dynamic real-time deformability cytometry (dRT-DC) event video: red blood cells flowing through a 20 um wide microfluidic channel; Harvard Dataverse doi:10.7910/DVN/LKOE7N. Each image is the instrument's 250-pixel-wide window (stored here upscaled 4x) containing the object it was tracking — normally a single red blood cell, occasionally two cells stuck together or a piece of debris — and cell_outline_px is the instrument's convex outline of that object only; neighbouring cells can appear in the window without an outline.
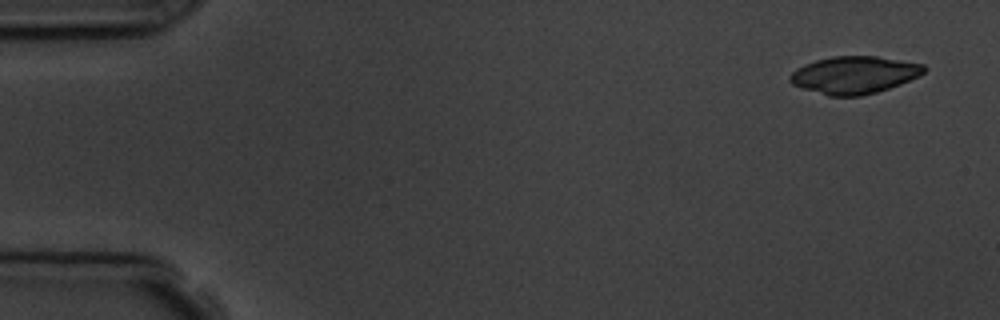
{"species": "common noctule bat (a hibernating species)", "species_latin": "Nyctalus noctula", "temperature_condition": "room temperature", "stored_images_in_passage": 4, "camera_frame_rate_fps": 3000, "um_per_image_px": 0.085, "animal": {"sex": "male", "body_mass_g": 19.5, "forearm_length_mm": 54.6}, "frame": {"image": 1, "passage_image": 1, "time_ms": 0.0, "image_size_px": [1000, 320], "cell_outline_px": [[928, 68], [920, 76], [900, 84], [876, 92], [860, 96], [828, 96], [800, 88], [792, 84], [788, 80], [788, 76], [796, 68], [804, 64], [816, 60], [832, 56], [876, 56], [924, 64]], "centroid_in_image_um": [72.59, 6.37], "position_along_channel_um": 12.4, "area_um2": 29.42}}